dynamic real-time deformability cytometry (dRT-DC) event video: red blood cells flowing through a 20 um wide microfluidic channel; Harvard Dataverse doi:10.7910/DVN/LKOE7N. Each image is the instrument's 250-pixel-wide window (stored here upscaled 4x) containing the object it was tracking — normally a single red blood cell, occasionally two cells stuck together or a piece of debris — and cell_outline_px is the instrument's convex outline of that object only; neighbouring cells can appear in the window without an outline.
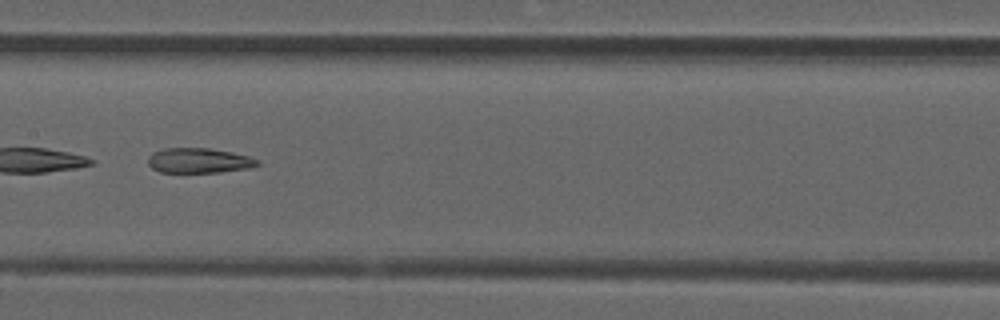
{"species": "common noctule bat (a hibernating species)", "species_latin": "Nyctalus noctula", "temperature_condition": "room temperature", "stored_images_in_passage": 8, "camera_frame_rate_fps": 3000, "um_per_image_px": 0.085, "animal": {"sex": "male", "forearm_length_mm": 52.5}, "frame": {"image": 1, "passage_image": 6, "time_ms": 1.667, "image_size_px": [1000, 320], "cell_outline_px": [[260, 164], [248, 168], [220, 172], [160, 172], [152, 168], [148, 164], [148, 156], [152, 152], [164, 148], [208, 148], [232, 152], [248, 156], [260, 160]], "centroid_in_image_um": [16.89, 13.64], "position_along_channel_um": 190.5, "area_um2": 15.95}}
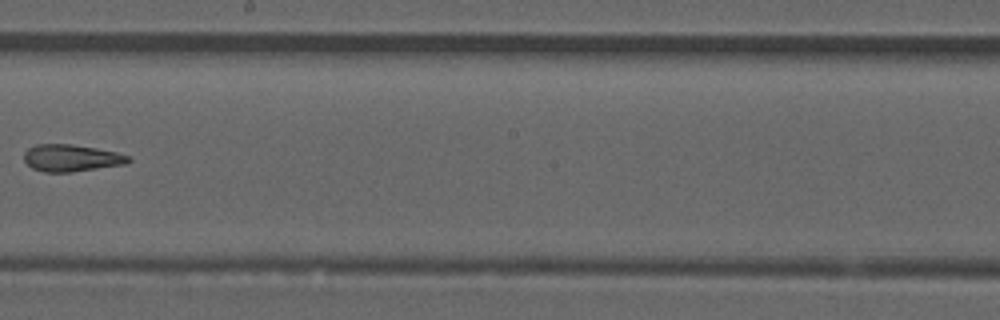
{"frame": {"image": 2, "passage_image": 7, "time_ms": 2.0, "image_size_px": [1000, 320], "cell_outline_px": [[132, 160], [128, 164], [72, 172], [44, 172], [32, 168], [24, 160], [24, 152], [28, 148], [36, 144], [72, 144], [96, 148], [116, 152], [132, 156]], "centroid_in_image_um": [6.1, 13.43], "position_along_channel_um": 242.1, "area_um2": 16.65}}
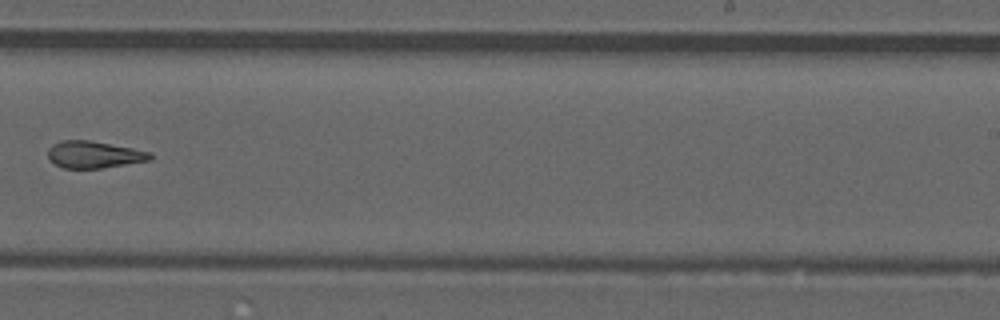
{"frame": {"image": 3, "passage_image": 8, "time_ms": 2.333, "image_size_px": [1000, 320], "cell_outline_px": [[152, 156], [148, 160], [100, 168], [64, 168], [48, 160], [48, 148], [52, 144], [60, 140], [88, 140], [132, 148], [152, 152]], "centroid_in_image_um": [7.93, 13.13], "position_along_channel_um": 281.1, "area_um2": 15.9}}